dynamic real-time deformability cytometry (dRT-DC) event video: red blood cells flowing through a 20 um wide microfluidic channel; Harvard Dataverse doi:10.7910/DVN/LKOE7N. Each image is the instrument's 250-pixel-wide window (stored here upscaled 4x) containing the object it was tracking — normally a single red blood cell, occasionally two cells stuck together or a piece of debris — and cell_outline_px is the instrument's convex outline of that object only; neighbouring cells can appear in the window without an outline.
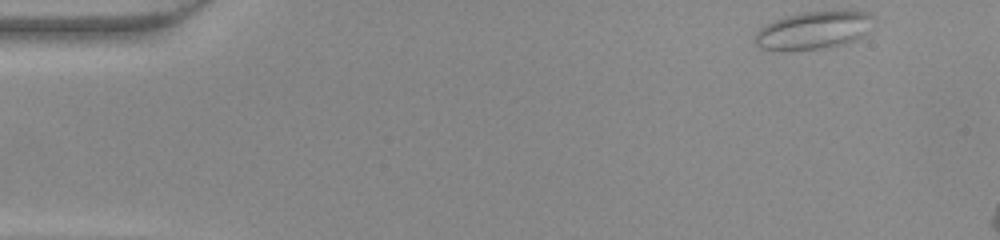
{"species": "common noctule bat (a hibernating species)", "species_latin": "Nyctalus noctula", "temperature_condition": "warm", "stored_images_in_passage": 8, "camera_frame_rate_fps": 3000, "um_per_image_px": 0.085, "animal": {"sex": "female", "body_mass_g": 22.0, "forearm_length_mm": 56.7}, "frame": {"image": 1, "passage_image": 1, "time_ms": 0.0, "image_size_px": [1000, 240], "cell_outline_px": [[872, 16], [864, 32], [856, 40], [844, 44], [828, 48], [792, 52], [784, 52], [760, 48], [752, 40], [756, 32], [764, 24], [788, 16], [804, 12], [872, 12]], "centroid_in_image_um": [69.02, 2.64], "position_along_channel_um": 16.0, "area_um2": 26.01}}